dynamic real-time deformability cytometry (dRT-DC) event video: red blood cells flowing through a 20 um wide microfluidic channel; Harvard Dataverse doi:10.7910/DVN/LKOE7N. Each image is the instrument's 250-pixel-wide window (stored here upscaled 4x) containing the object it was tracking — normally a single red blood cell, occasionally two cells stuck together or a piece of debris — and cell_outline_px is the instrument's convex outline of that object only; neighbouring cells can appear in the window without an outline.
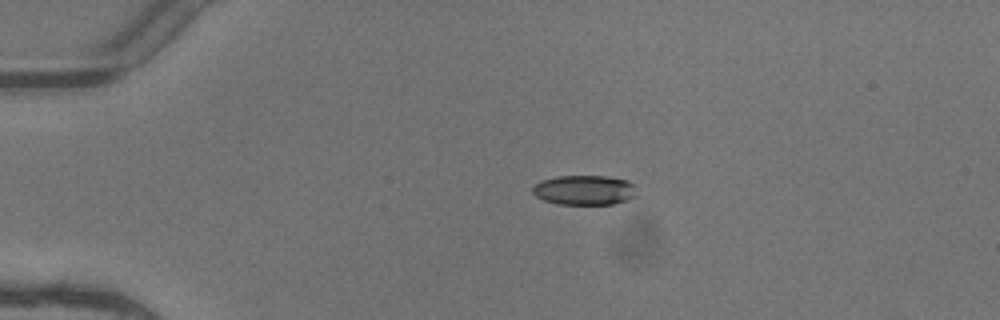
{"species": "common noctule bat (a hibernating species)", "species_latin": "Nyctalus noctula", "temperature_condition": "warm", "stored_images_in_passage": 4, "camera_frame_rate_fps": 3000, "um_per_image_px": 0.085, "animal": {"sex": "female"}, "frame": {"image": 1, "passage_image": 4, "time_ms": 1.0, "image_size_px": [1000, 320], "cell_outline_px": [[636, 196], [628, 200], [612, 204], [556, 204], [544, 200], [536, 196], [532, 192], [532, 188], [540, 180], [556, 176], [604, 176], [628, 180], [632, 184]], "centroid_in_image_um": [49.64, 16.16], "position_along_channel_um": 35.4, "area_um2": 18.03}}